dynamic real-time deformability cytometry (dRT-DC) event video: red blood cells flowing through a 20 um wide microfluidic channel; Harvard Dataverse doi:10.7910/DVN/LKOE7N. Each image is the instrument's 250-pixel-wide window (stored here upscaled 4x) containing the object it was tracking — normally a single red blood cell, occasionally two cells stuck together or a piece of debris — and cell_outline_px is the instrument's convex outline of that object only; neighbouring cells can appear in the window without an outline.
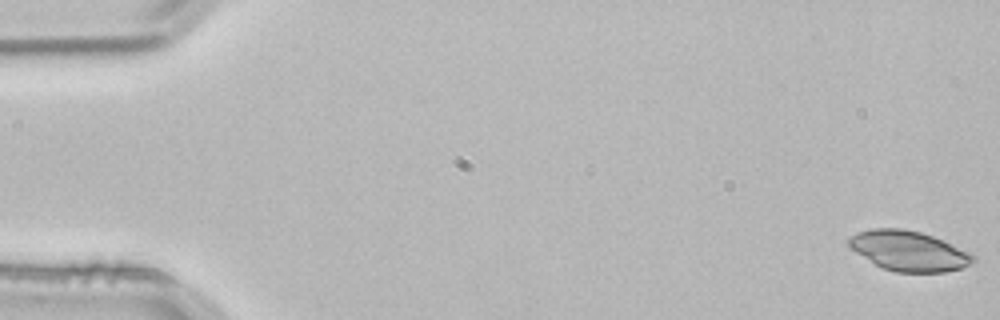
{"species": "common noctule bat (a hibernating species)", "species_latin": "Nyctalus noctula", "temperature_condition": "room temperature", "stored_images_in_passage": 53, "camera_frame_rate_fps": 3000, "um_per_image_px": 0.085, "animal": {"sex": "male", "body_mass_g": 21.5, "forearm_length_mm": 52.0}, "frame": {"image": 1, "passage_image": 1, "time_ms": 0.0, "image_size_px": [1000, 320], "cell_outline_px": [[976, 260], [960, 268], [944, 272], [896, 272], [884, 268], [876, 264], [856, 252], [848, 244], [848, 240], [856, 232], [872, 228], [904, 228], [920, 232], [944, 240], [972, 252], [976, 256]], "centroid_in_image_um": [77.29, 21.31], "position_along_channel_um": 7.7, "area_um2": 28.9}}
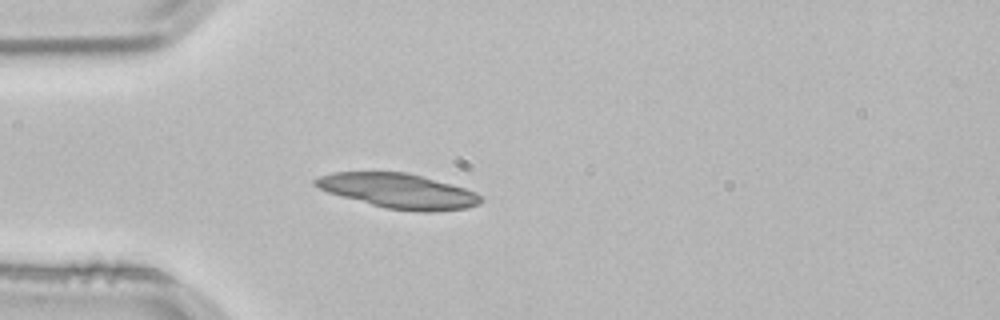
{"frame": {"image": 2, "passage_image": 15, "time_ms": 4.667, "image_size_px": [1000, 320], "cell_outline_px": [[484, 200], [480, 204], [468, 208], [432, 212], [424, 212], [384, 208], [328, 192], [312, 184], [312, 180], [320, 176], [332, 172], [408, 172], [452, 184], [476, 192]], "centroid_in_image_um": [33.89, 16.23], "position_along_channel_um": 51.1, "area_um2": 33.58}}